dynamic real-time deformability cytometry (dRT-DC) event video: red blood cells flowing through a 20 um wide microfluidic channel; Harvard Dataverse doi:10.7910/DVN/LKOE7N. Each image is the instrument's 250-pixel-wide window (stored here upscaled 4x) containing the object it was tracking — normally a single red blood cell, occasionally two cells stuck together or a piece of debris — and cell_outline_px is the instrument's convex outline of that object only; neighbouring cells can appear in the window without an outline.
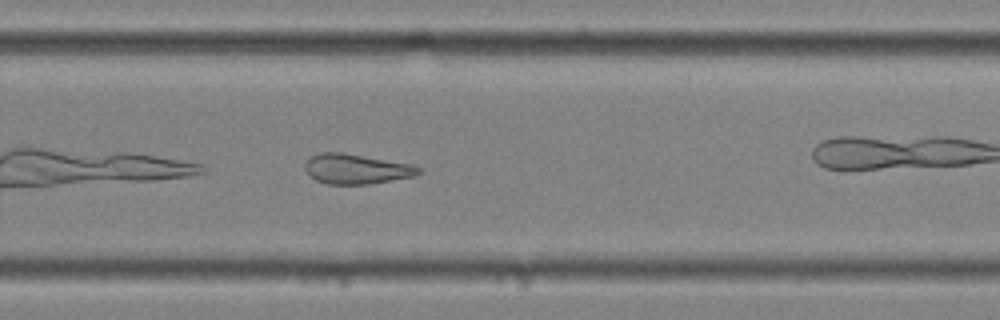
{"species": "common noctule bat (a hibernating species)", "species_latin": "Nyctalus noctula", "temperature_condition": "cold", "stored_images_in_passage": 35, "camera_frame_rate_fps": 3000, "um_per_image_px": 0.085, "animal": {"sex": "female", "body_mass_g": 25.1}, "frame": {"image": 1, "passage_image": 20, "time_ms": 6.333, "image_size_px": [1000, 320], "cell_outline_px": [[424, 172], [412, 176], [368, 184], [328, 184], [316, 180], [304, 168], [304, 164], [312, 156], [320, 152], [340, 152], [412, 164], [420, 168]], "centroid_in_image_um": [30.29, 14.36], "position_along_channel_um": 299.5, "area_um2": 19.54}}